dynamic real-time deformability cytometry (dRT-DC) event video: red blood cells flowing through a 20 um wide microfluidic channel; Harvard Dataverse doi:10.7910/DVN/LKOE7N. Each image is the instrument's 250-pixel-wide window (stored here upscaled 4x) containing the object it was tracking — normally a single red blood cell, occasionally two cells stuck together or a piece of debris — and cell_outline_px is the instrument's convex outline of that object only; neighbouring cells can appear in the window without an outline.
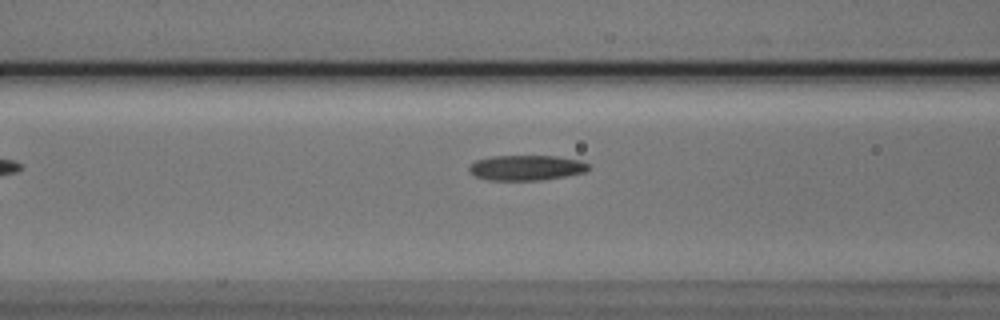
{"species": "Egyptian fruit bat (a non-hibernating species)", "species_latin": "Rousettus aegyptiacus", "temperature_condition": "cold", "stored_images_in_passage": 35, "camera_frame_rate_fps": 3000, "um_per_image_px": 0.085, "animal": {"sex": "male"}, "frame": {"image": 1, "passage_image": 3, "time_ms": 0.667, "image_size_px": [1000, 320], "cell_outline_px": [[592, 168], [584, 172], [544, 180], [488, 180], [476, 176], [468, 168], [476, 160], [492, 156], [556, 156], [580, 160], [588, 164]], "centroid_in_image_um": [44.77, 14.25], "position_along_channel_um": 121.8, "area_um2": 17.46}}
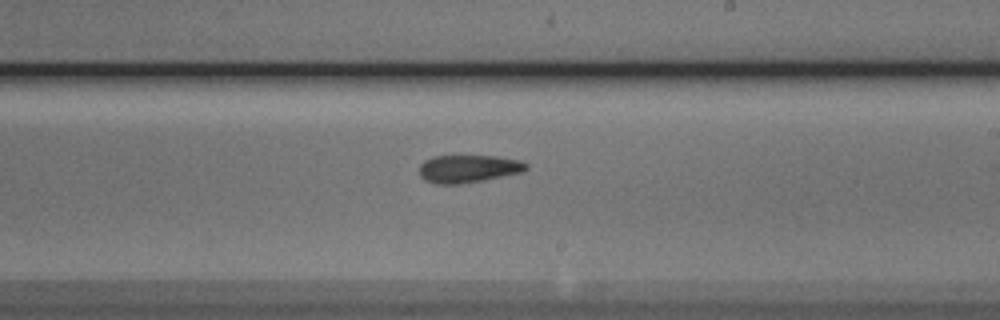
{"frame": {"image": 2, "passage_image": 13, "time_ms": 4.0, "image_size_px": [1000, 320], "cell_outline_px": [[528, 168], [524, 172], [480, 180], [456, 184], [436, 184], [424, 180], [420, 176], [420, 164], [424, 160], [436, 156], [492, 156], [520, 160], [528, 164]], "centroid_in_image_um": [39.8, 14.34], "position_along_channel_um": 249.2, "area_um2": 17.11}}
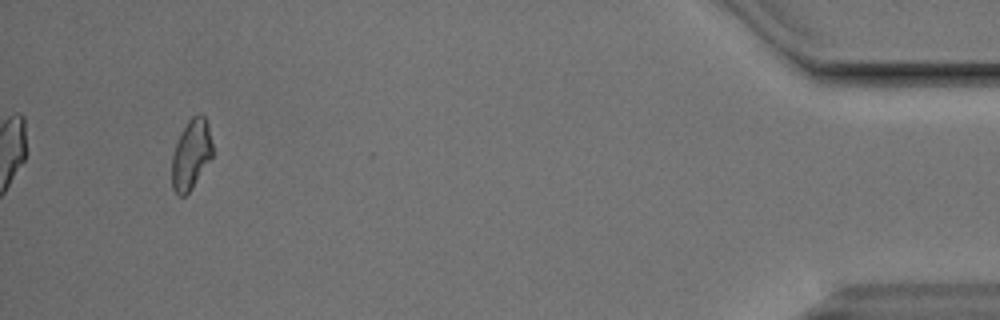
{"frame": {"image": 3, "passage_image": 32, "time_ms": 10.333, "image_size_px": [1000, 320], "cell_outline_px": [[212, 156], [192, 188], [184, 196], [176, 196], [172, 188], [172, 156], [176, 144], [188, 120], [192, 116], [200, 112], [204, 116], [208, 124], [212, 144]], "centroid_in_image_um": [16.24, 13.14], "position_along_channel_um": 419.0, "area_um2": 16.42}, "authors_computed_cell_mechanics": {"area_um2": 16.9354, "velocity_mm_per_s": 3.8247, "shape_relaxation_time_tau1_ms": null, "shape_relaxation_time_tau2_ms": 2.7209, "deformation_change_tau1": null, "deformation_change_tau2": 0.0958}}